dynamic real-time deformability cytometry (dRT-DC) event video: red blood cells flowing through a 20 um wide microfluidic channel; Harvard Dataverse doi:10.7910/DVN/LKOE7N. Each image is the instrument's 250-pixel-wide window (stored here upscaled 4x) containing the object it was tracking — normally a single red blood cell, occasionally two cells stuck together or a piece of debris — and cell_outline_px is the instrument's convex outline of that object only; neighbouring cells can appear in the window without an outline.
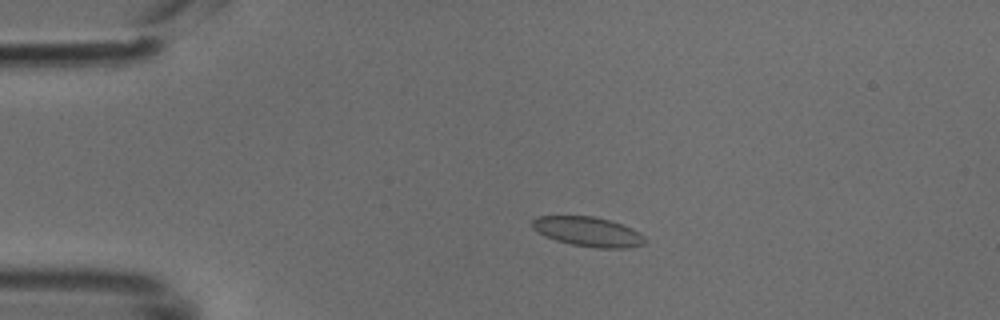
{"species": "common noctule bat (a hibernating species)", "species_latin": "Nyctalus noctula", "temperature_condition": "cold", "stored_images_in_passage": 50, "camera_frame_rate_fps": 3000, "um_per_image_px": 0.085, "animal": {"sex": "male", "body_mass_g": 18.8}, "frame": {"image": 1, "passage_image": 11, "time_ms": 3.333, "image_size_px": [1000, 320], "cell_outline_px": [[648, 240], [644, 244], [628, 248], [596, 248], [572, 244], [556, 240], [544, 236], [532, 228], [532, 220], [536, 216], [592, 216], [608, 220], [632, 228], [640, 232]], "centroid_in_image_um": [50.0, 19.7], "position_along_channel_um": 35.0, "area_um2": 19.48}}
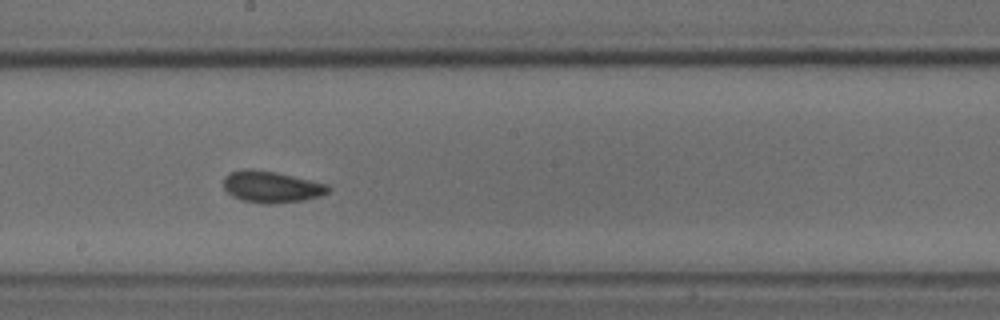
{"frame": {"image": 2, "passage_image": 28, "time_ms": 9.0, "image_size_px": [1000, 320], "cell_outline_px": [[332, 188], [328, 192], [320, 196], [304, 200], [272, 204], [268, 204], [240, 200], [232, 196], [224, 188], [224, 176], [228, 172], [244, 168], [252, 168], [276, 172], [328, 184]], "centroid_in_image_um": [23.06, 15.87], "position_along_channel_um": 225.1, "area_um2": 19.48}}
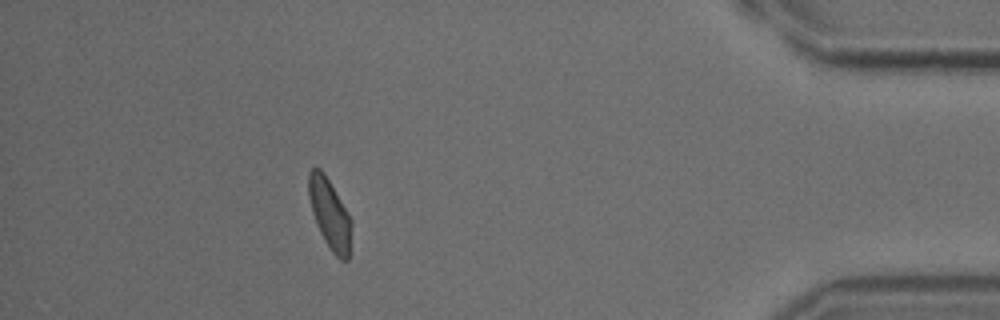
{"frame": {"image": 3, "passage_image": 45, "time_ms": 14.667, "image_size_px": [1000, 320], "cell_outline_px": [[352, 224], [348, 260], [340, 260], [332, 252], [324, 240], [316, 224], [312, 212], [308, 196], [308, 172], [312, 168], [320, 168], [324, 172], [352, 220]], "centroid_in_image_um": [28.01, 18.18], "position_along_channel_um": 407.2, "area_um2": 17.46}}